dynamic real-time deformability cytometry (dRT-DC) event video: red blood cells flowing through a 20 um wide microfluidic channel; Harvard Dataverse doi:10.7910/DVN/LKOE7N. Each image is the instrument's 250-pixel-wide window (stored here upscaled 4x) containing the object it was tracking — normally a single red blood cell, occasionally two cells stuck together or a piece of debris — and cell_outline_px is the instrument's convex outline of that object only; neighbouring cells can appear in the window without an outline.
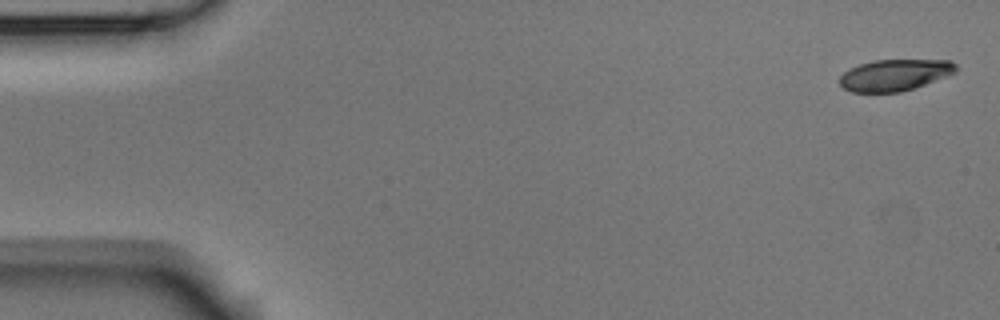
{"species": "Egyptian fruit bat (a non-hibernating species)", "species_latin": "Rousettus aegyptiacus", "temperature_condition": "room temperature", "stored_images_in_passage": 5, "camera_frame_rate_fps": 3000, "um_per_image_px": 0.085, "animal": {"sex": "male"}, "frame": {"image": 1, "passage_image": 1, "time_ms": 0.0, "image_size_px": [1000, 320], "cell_outline_px": [[956, 72], [924, 84], [900, 92], [852, 92], [844, 88], [840, 84], [840, 76], [848, 68], [872, 60], [948, 60], [956, 64]], "centroid_in_image_um": [76.01, 6.37], "position_along_channel_um": 9.0, "area_um2": 21.1}}
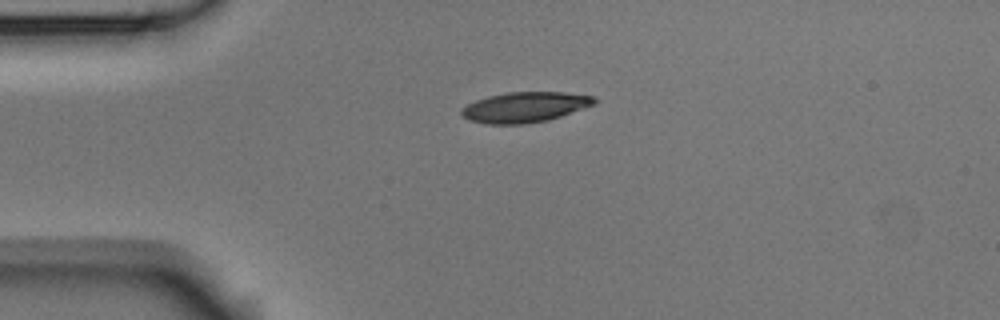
{"frame": {"image": 2, "passage_image": 4, "time_ms": 1.0, "image_size_px": [1000, 320], "cell_outline_px": [[596, 104], [548, 120], [524, 124], [488, 124], [468, 120], [460, 112], [460, 108], [476, 100], [488, 96], [508, 92], [564, 92], [596, 96]], "centroid_in_image_um": [44.62, 9.1], "position_along_channel_um": 40.4, "area_um2": 23.52}}